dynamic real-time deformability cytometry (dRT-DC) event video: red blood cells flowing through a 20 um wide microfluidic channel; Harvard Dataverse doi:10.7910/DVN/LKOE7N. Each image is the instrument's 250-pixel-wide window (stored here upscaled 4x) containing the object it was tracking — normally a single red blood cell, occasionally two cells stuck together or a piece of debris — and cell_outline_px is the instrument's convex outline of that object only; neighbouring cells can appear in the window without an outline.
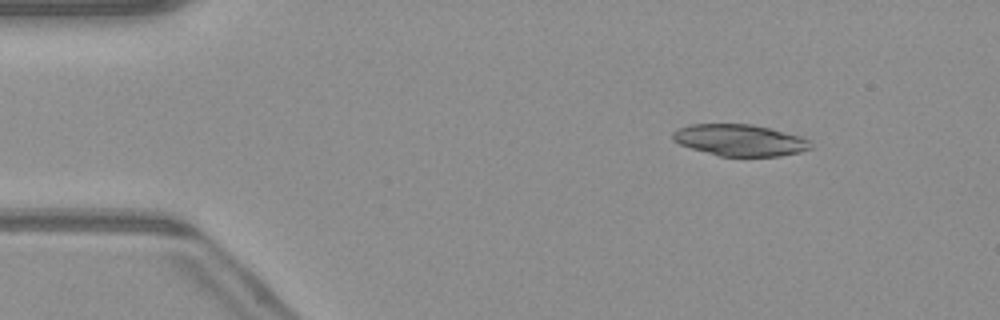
{"species": "common noctule bat (a hibernating species)", "species_latin": "Nyctalus noctula", "temperature_condition": "warm", "stored_images_in_passage": 17, "camera_frame_rate_fps": 3000, "um_per_image_px": 0.085, "animal": {"sex": "male", "body_mass_g": 23.1, "forearm_length_mm": 52.7}, "frame": {"image": 1, "passage_image": 6, "time_ms": 1.667, "image_size_px": [1000, 320], "cell_outline_px": [[812, 148], [800, 152], [780, 156], [720, 156], [692, 148], [680, 144], [672, 140], [672, 132], [680, 128], [692, 124], [752, 124], [800, 136], [808, 140]], "centroid_in_image_um": [62.88, 11.91], "position_along_channel_um": 22.1, "area_um2": 25.09}}